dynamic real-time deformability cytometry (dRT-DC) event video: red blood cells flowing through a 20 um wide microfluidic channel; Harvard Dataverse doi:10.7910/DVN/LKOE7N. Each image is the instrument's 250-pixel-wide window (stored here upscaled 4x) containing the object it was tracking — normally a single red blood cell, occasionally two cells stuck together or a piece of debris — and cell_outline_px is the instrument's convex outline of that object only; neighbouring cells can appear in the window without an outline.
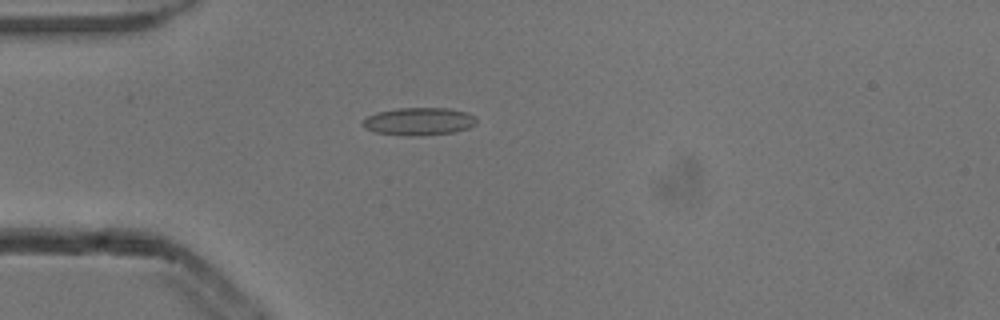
{"species": "common noctule bat (a hibernating species)", "species_latin": "Nyctalus noctula", "temperature_condition": "cold", "stored_images_in_passage": 3, "camera_frame_rate_fps": 3000, "um_per_image_px": 0.085, "animal": {"sex": "male", "body_mass_g": 13.3}, "frame": {"image": 1, "passage_image": 2, "time_ms": 0.333, "image_size_px": [1000, 320], "cell_outline_px": [[476, 124], [468, 128], [452, 132], [412, 136], [376, 132], [364, 128], [360, 124], [368, 116], [376, 112], [396, 108], [448, 108], [468, 112], [476, 116]], "centroid_in_image_um": [35.61, 10.3], "position_along_channel_um": 49.4, "area_um2": 18.32}}